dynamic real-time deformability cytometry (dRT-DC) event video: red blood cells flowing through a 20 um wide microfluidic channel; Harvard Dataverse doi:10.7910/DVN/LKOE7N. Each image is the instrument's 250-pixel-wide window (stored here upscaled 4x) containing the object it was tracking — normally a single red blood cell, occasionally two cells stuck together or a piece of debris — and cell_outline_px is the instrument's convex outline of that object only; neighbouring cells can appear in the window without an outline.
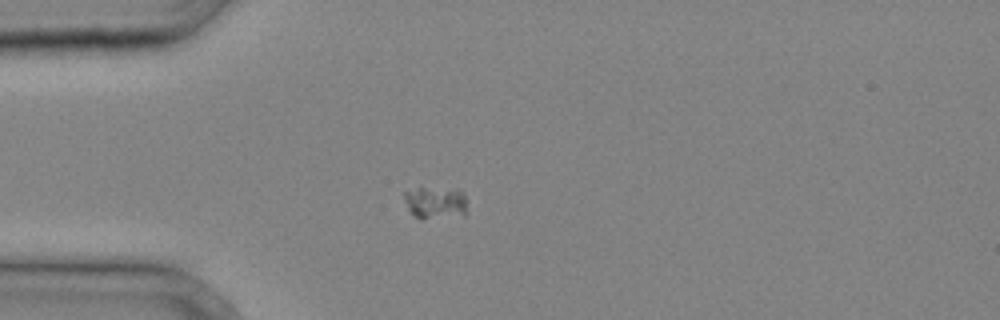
{"species": "common noctule bat (a hibernating species)", "species_latin": "Nyctalus noctula", "temperature_condition": "cold", "stored_images_in_passage": 28, "camera_frame_rate_fps": 3000, "um_per_image_px": 0.085, "animal": {"sex": "male", "body_mass_g": 20.4}, "frame": {"image": 1, "passage_image": 1, "time_ms": 0.0, "image_size_px": [1000, 320], "cell_outline_px": [[464, 212], [420, 220], [408, 208], [404, 200], [404, 192], [420, 184], [456, 188], [464, 192]], "centroid_in_image_um": [36.9, 17.1], "position_along_channel_um": 48.1, "area_um2": 12.02}}
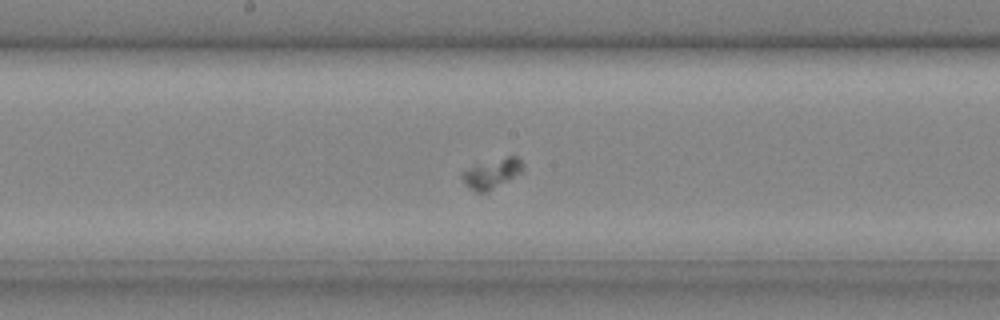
{"frame": {"image": 2, "passage_image": 11, "time_ms": 3.333, "image_size_px": [1000, 320], "cell_outline_px": [[524, 172], [484, 192], [476, 192], [468, 188], [464, 180], [464, 172], [476, 164], [508, 156], [516, 156], [524, 164]], "centroid_in_image_um": [41.88, 14.72], "position_along_channel_um": 206.3, "area_um2": 10.17}}
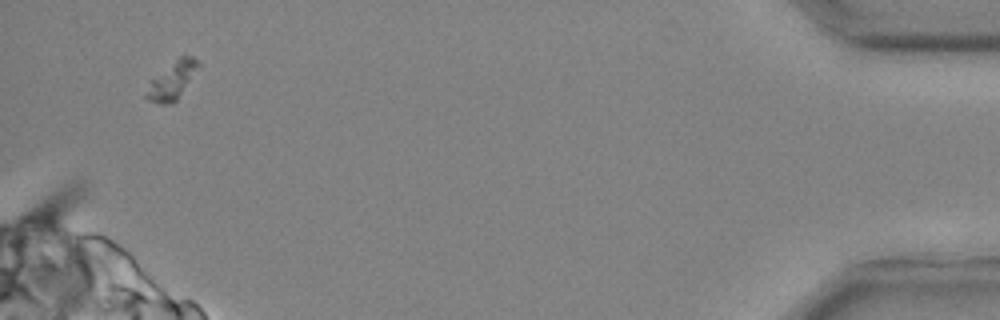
{"frame": {"image": 3, "passage_image": 27, "time_ms": 8.667, "image_size_px": [1000, 320], "cell_outline_px": [[200, 64], [176, 100], [172, 104], [160, 104], [148, 100], [144, 96], [152, 80], [180, 56], [192, 56]], "centroid_in_image_um": [14.62, 6.87], "position_along_channel_um": 420.6, "area_um2": 10.69}}